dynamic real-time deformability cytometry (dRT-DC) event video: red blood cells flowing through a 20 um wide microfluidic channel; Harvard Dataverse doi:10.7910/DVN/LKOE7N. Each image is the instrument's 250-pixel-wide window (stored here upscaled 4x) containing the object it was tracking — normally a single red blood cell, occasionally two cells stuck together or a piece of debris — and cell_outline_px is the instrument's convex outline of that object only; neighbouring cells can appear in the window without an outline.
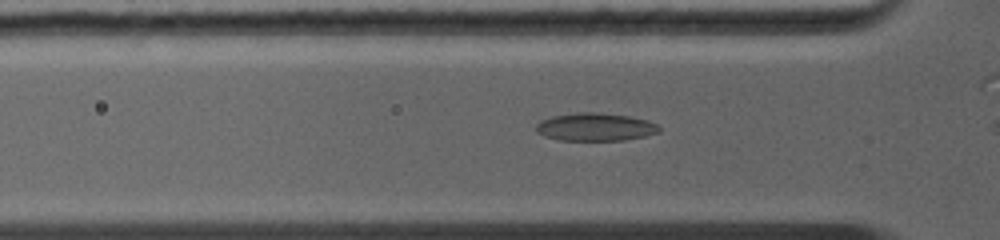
{"species": "common noctule bat (a hibernating species)", "species_latin": "Nyctalus noctula", "temperature_condition": "warm", "stored_images_in_passage": 24, "camera_frame_rate_fps": 5000, "um_per_image_px": 0.085, "animal": {"sex": "female", "body_mass_g": 19.0, "forearm_length_mm": 56.7}, "frame": {"image": 1, "passage_image": 5, "time_ms": 1.4, "image_size_px": [1000, 240], "cell_outline_px": [[660, 132], [644, 136], [624, 140], [560, 140], [544, 136], [536, 132], [536, 124], [540, 120], [552, 116], [576, 112], [596, 112], [628, 116], [648, 120], [656, 124], [660, 128]], "centroid_in_image_um": [50.57, 10.79], "position_along_channel_um": 75.2, "area_um2": 20.06}}
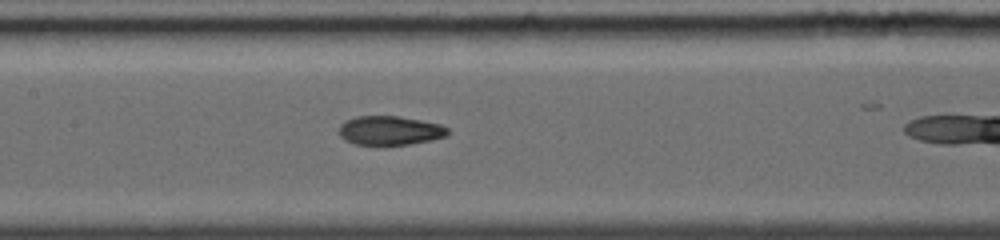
{"frame": {"image": 2, "passage_image": 11, "time_ms": 3.6, "image_size_px": [1000, 240], "cell_outline_px": [[448, 136], [432, 140], [408, 144], [356, 144], [344, 140], [340, 136], [340, 124], [344, 120], [356, 116], [400, 116], [440, 124], [448, 128]], "centroid_in_image_um": [33.14, 11.08], "position_along_channel_um": 174.3, "area_um2": 18.38}}
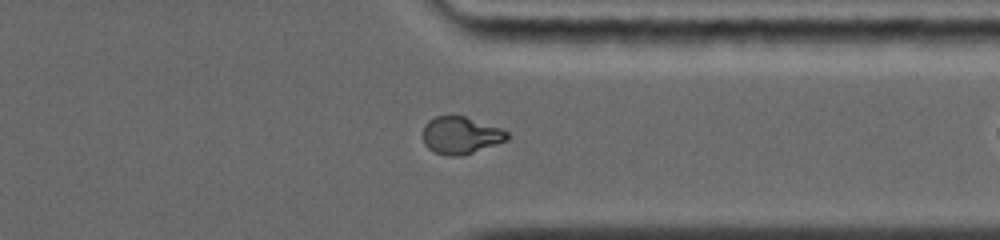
{"frame": {"image": 3, "passage_image": 23, "time_ms": 8.0, "image_size_px": [1000, 240], "cell_outline_px": [[508, 140], [460, 156], [448, 156], [432, 152], [424, 144], [424, 124], [428, 120], [436, 116], [452, 112], [500, 128], [508, 132]], "centroid_in_image_um": [39.12, 11.47], "position_along_channel_um": 372.3, "area_um2": 18.55}}